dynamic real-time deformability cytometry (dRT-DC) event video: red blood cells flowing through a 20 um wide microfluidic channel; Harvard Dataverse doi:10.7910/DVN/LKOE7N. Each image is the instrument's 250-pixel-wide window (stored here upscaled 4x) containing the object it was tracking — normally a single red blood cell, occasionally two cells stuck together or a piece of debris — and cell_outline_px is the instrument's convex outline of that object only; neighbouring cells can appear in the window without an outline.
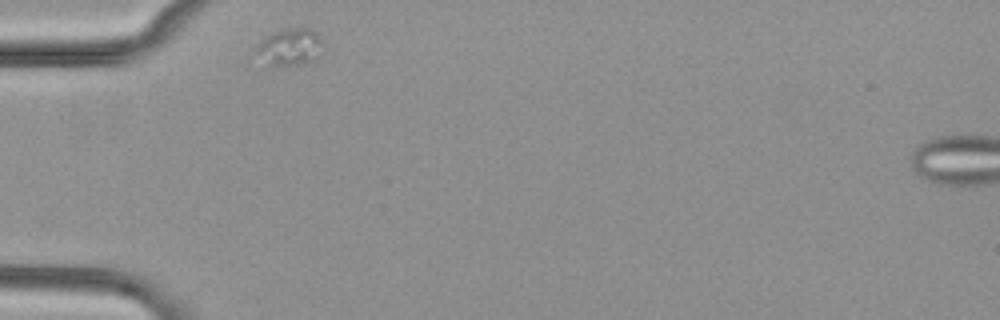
{"species": "common noctule bat (a hibernating species)", "species_latin": "Nyctalus noctula", "temperature_condition": "cold", "stored_images_in_passage": 31, "camera_frame_rate_fps": 3000, "um_per_image_px": 0.085, "animal": {"sex": "female", "body_mass_g": 29.2, "forearm_length_mm": 56.3}, "frame": {"image": 1, "passage_image": 1, "time_ms": 0.0, "image_size_px": [1000, 320], "cell_outline_px": [[324, 52], [320, 60], [304, 64], [272, 68], [268, 68], [252, 52], [256, 44], [264, 36], [272, 32], [292, 28], [308, 28], [316, 32], [320, 36]], "centroid_in_image_um": [24.6, 4.07], "position_along_channel_um": 60.4, "area_um2": 15.72}}
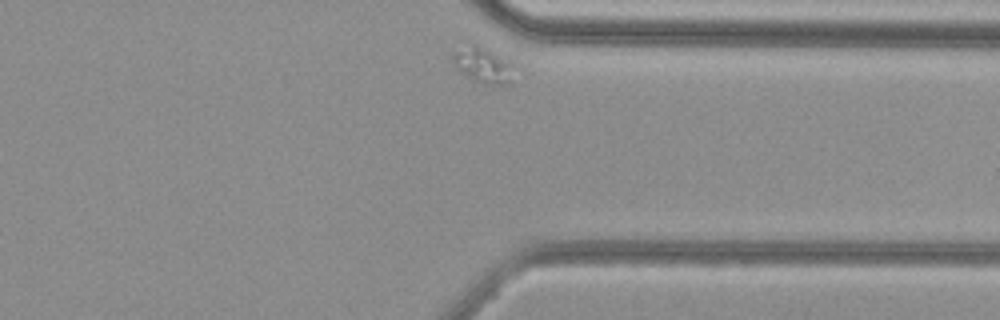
{"frame": {"image": 2, "passage_image": 31, "time_ms": 10.0, "image_size_px": [1000, 320], "cell_outline_px": [[516, 76], [508, 84], [484, 84], [472, 80], [456, 68], [452, 64], [452, 52], [468, 40], [472, 40], [516, 64]], "centroid_in_image_um": [41.06, 5.47], "position_along_channel_um": 370.3, "area_um2": 13.76}}